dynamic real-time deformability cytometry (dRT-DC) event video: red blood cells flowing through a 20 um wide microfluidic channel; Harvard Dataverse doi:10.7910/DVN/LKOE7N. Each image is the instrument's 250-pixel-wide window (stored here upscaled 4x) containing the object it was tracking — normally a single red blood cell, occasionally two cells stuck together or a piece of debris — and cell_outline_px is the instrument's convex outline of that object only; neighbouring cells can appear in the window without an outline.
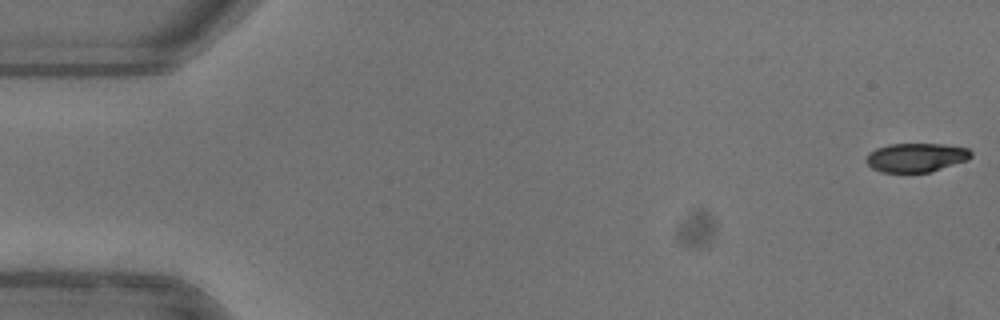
{"species": "common noctule bat (a hibernating species)", "species_latin": "Nyctalus noctula", "temperature_condition": "warm", "stored_images_in_passage": 52, "camera_frame_rate_fps": 3000, "um_per_image_px": 0.085, "animal": {"sex": "female"}, "frame": {"image": 1, "passage_image": 1, "time_ms": 0.0, "image_size_px": [1000, 320], "cell_outline_px": [[972, 156], [968, 160], [932, 172], [880, 172], [872, 168], [864, 160], [868, 152], [876, 148], [888, 144], [944, 144], [968, 148], [972, 152]], "centroid_in_image_um": [77.87, 13.39], "position_along_channel_um": 7.1, "area_um2": 17.92}}
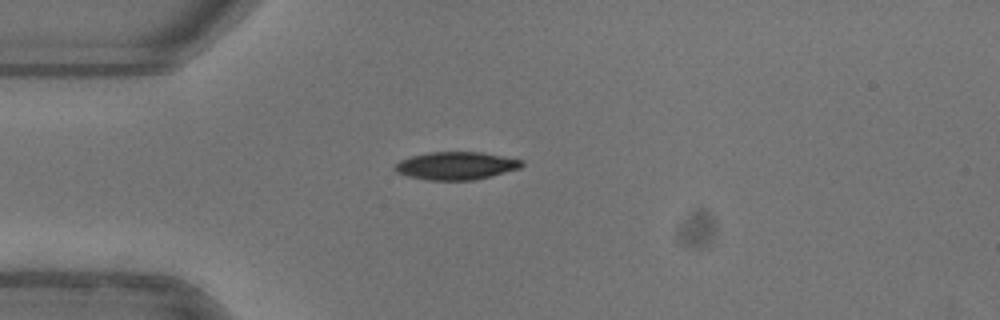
{"frame": {"image": 2, "passage_image": 14, "time_ms": 4.333, "image_size_px": [1000, 320], "cell_outline_px": [[524, 164], [520, 168], [472, 180], [428, 180], [408, 176], [396, 172], [392, 168], [400, 160], [412, 156], [428, 152], [480, 152], [524, 160]], "centroid_in_image_um": [38.74, 14.08], "position_along_channel_um": 46.3, "area_um2": 20.4}}
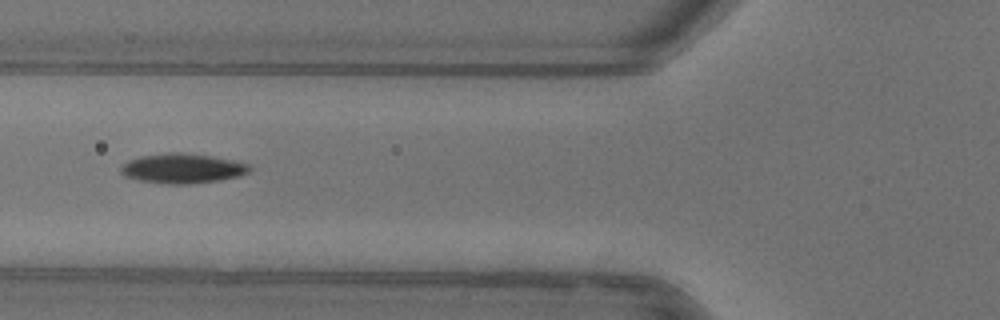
{"frame": {"image": 3, "passage_image": 20, "time_ms": 6.333, "image_size_px": [1000, 320], "cell_outline_px": [[252, 168], [248, 172], [240, 176], [220, 180], [192, 184], [160, 184], [140, 180], [124, 176], [120, 172], [120, 168], [128, 160], [140, 156], [168, 152], [180, 152], [212, 156], [248, 164]], "centroid_in_image_um": [15.48, 14.32], "position_along_channel_um": 110.3, "area_um2": 22.43}, "authors_computed_cell_mechanics": {"area_um2": 20.4323, "velocity_mm_per_s": 3.9911, "shape_relaxation_time_tau1_ms": 4.3647, "shape_relaxation_time_tau2_ms": 4.7934, "deformation_change_tau1": 0.1559, "deformation_change_tau2": 0.0833}}